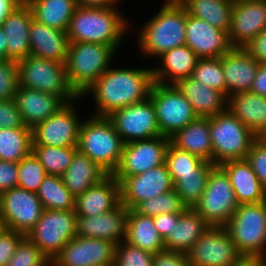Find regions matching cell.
Here are the masks:
<instances>
[{"label":"cell","mask_w":266,"mask_h":266,"mask_svg":"<svg viewBox=\"0 0 266 266\" xmlns=\"http://www.w3.org/2000/svg\"><path fill=\"white\" fill-rule=\"evenodd\" d=\"M211 226L193 208L179 213L171 234L164 239V248L186 253Z\"/></svg>","instance_id":"obj_31"},{"label":"cell","mask_w":266,"mask_h":266,"mask_svg":"<svg viewBox=\"0 0 266 266\" xmlns=\"http://www.w3.org/2000/svg\"><path fill=\"white\" fill-rule=\"evenodd\" d=\"M187 14L183 5L163 4L138 32L139 48L143 55L160 57L166 51L185 45Z\"/></svg>","instance_id":"obj_3"},{"label":"cell","mask_w":266,"mask_h":266,"mask_svg":"<svg viewBox=\"0 0 266 266\" xmlns=\"http://www.w3.org/2000/svg\"><path fill=\"white\" fill-rule=\"evenodd\" d=\"M169 143L170 138L157 136L124 144L121 161L112 175L130 177L165 164Z\"/></svg>","instance_id":"obj_17"},{"label":"cell","mask_w":266,"mask_h":266,"mask_svg":"<svg viewBox=\"0 0 266 266\" xmlns=\"http://www.w3.org/2000/svg\"><path fill=\"white\" fill-rule=\"evenodd\" d=\"M108 173L85 154L77 151L71 165L62 174L65 187L76 198L104 179Z\"/></svg>","instance_id":"obj_33"},{"label":"cell","mask_w":266,"mask_h":266,"mask_svg":"<svg viewBox=\"0 0 266 266\" xmlns=\"http://www.w3.org/2000/svg\"><path fill=\"white\" fill-rule=\"evenodd\" d=\"M186 0H165L164 4L182 5Z\"/></svg>","instance_id":"obj_60"},{"label":"cell","mask_w":266,"mask_h":266,"mask_svg":"<svg viewBox=\"0 0 266 266\" xmlns=\"http://www.w3.org/2000/svg\"><path fill=\"white\" fill-rule=\"evenodd\" d=\"M174 85L198 117H212L227 110V96L223 92L207 87L191 76L180 79Z\"/></svg>","instance_id":"obj_28"},{"label":"cell","mask_w":266,"mask_h":266,"mask_svg":"<svg viewBox=\"0 0 266 266\" xmlns=\"http://www.w3.org/2000/svg\"><path fill=\"white\" fill-rule=\"evenodd\" d=\"M115 178L120 183L121 203L128 210H133L139 203L174 189L166 164L130 177Z\"/></svg>","instance_id":"obj_16"},{"label":"cell","mask_w":266,"mask_h":266,"mask_svg":"<svg viewBox=\"0 0 266 266\" xmlns=\"http://www.w3.org/2000/svg\"><path fill=\"white\" fill-rule=\"evenodd\" d=\"M6 35L0 28V59H7Z\"/></svg>","instance_id":"obj_59"},{"label":"cell","mask_w":266,"mask_h":266,"mask_svg":"<svg viewBox=\"0 0 266 266\" xmlns=\"http://www.w3.org/2000/svg\"><path fill=\"white\" fill-rule=\"evenodd\" d=\"M170 142L181 150L212 163V144L209 117H197L183 129L177 131Z\"/></svg>","instance_id":"obj_32"},{"label":"cell","mask_w":266,"mask_h":266,"mask_svg":"<svg viewBox=\"0 0 266 266\" xmlns=\"http://www.w3.org/2000/svg\"><path fill=\"white\" fill-rule=\"evenodd\" d=\"M73 104L74 101L63 105L32 128V146L77 147L82 121Z\"/></svg>","instance_id":"obj_14"},{"label":"cell","mask_w":266,"mask_h":266,"mask_svg":"<svg viewBox=\"0 0 266 266\" xmlns=\"http://www.w3.org/2000/svg\"><path fill=\"white\" fill-rule=\"evenodd\" d=\"M212 144V164L246 159L250 147L258 138L228 110L209 117Z\"/></svg>","instance_id":"obj_6"},{"label":"cell","mask_w":266,"mask_h":266,"mask_svg":"<svg viewBox=\"0 0 266 266\" xmlns=\"http://www.w3.org/2000/svg\"><path fill=\"white\" fill-rule=\"evenodd\" d=\"M178 220L179 213H162L153 217L154 225L163 240L171 234Z\"/></svg>","instance_id":"obj_53"},{"label":"cell","mask_w":266,"mask_h":266,"mask_svg":"<svg viewBox=\"0 0 266 266\" xmlns=\"http://www.w3.org/2000/svg\"><path fill=\"white\" fill-rule=\"evenodd\" d=\"M154 254L135 247L125 240L115 247V266H152Z\"/></svg>","instance_id":"obj_46"},{"label":"cell","mask_w":266,"mask_h":266,"mask_svg":"<svg viewBox=\"0 0 266 266\" xmlns=\"http://www.w3.org/2000/svg\"><path fill=\"white\" fill-rule=\"evenodd\" d=\"M29 39L30 55L65 63L69 46L66 31L48 27L32 18Z\"/></svg>","instance_id":"obj_26"},{"label":"cell","mask_w":266,"mask_h":266,"mask_svg":"<svg viewBox=\"0 0 266 266\" xmlns=\"http://www.w3.org/2000/svg\"><path fill=\"white\" fill-rule=\"evenodd\" d=\"M78 6L95 8H116L120 0H76Z\"/></svg>","instance_id":"obj_57"},{"label":"cell","mask_w":266,"mask_h":266,"mask_svg":"<svg viewBox=\"0 0 266 266\" xmlns=\"http://www.w3.org/2000/svg\"><path fill=\"white\" fill-rule=\"evenodd\" d=\"M116 8L77 6L67 29L69 42L111 46L116 52L128 29L124 14Z\"/></svg>","instance_id":"obj_2"},{"label":"cell","mask_w":266,"mask_h":266,"mask_svg":"<svg viewBox=\"0 0 266 266\" xmlns=\"http://www.w3.org/2000/svg\"><path fill=\"white\" fill-rule=\"evenodd\" d=\"M18 173V186L36 193L47 176L44 167L32 152L18 163Z\"/></svg>","instance_id":"obj_44"},{"label":"cell","mask_w":266,"mask_h":266,"mask_svg":"<svg viewBox=\"0 0 266 266\" xmlns=\"http://www.w3.org/2000/svg\"><path fill=\"white\" fill-rule=\"evenodd\" d=\"M224 227L242 256L266 257V201L239 204Z\"/></svg>","instance_id":"obj_7"},{"label":"cell","mask_w":266,"mask_h":266,"mask_svg":"<svg viewBox=\"0 0 266 266\" xmlns=\"http://www.w3.org/2000/svg\"><path fill=\"white\" fill-rule=\"evenodd\" d=\"M33 14L23 1L3 22L1 29L6 35L7 59L18 62L30 55V24Z\"/></svg>","instance_id":"obj_24"},{"label":"cell","mask_w":266,"mask_h":266,"mask_svg":"<svg viewBox=\"0 0 266 266\" xmlns=\"http://www.w3.org/2000/svg\"><path fill=\"white\" fill-rule=\"evenodd\" d=\"M219 166L228 175L238 204L266 201V189L246 159L227 161Z\"/></svg>","instance_id":"obj_27"},{"label":"cell","mask_w":266,"mask_h":266,"mask_svg":"<svg viewBox=\"0 0 266 266\" xmlns=\"http://www.w3.org/2000/svg\"><path fill=\"white\" fill-rule=\"evenodd\" d=\"M25 237L17 231L5 229L0 235V266H7L19 242Z\"/></svg>","instance_id":"obj_50"},{"label":"cell","mask_w":266,"mask_h":266,"mask_svg":"<svg viewBox=\"0 0 266 266\" xmlns=\"http://www.w3.org/2000/svg\"><path fill=\"white\" fill-rule=\"evenodd\" d=\"M266 29V0H254L233 7L229 40L234 48H244Z\"/></svg>","instance_id":"obj_20"},{"label":"cell","mask_w":266,"mask_h":266,"mask_svg":"<svg viewBox=\"0 0 266 266\" xmlns=\"http://www.w3.org/2000/svg\"><path fill=\"white\" fill-rule=\"evenodd\" d=\"M24 0H0V28L9 14Z\"/></svg>","instance_id":"obj_56"},{"label":"cell","mask_w":266,"mask_h":266,"mask_svg":"<svg viewBox=\"0 0 266 266\" xmlns=\"http://www.w3.org/2000/svg\"><path fill=\"white\" fill-rule=\"evenodd\" d=\"M260 64H266V29L244 47Z\"/></svg>","instance_id":"obj_54"},{"label":"cell","mask_w":266,"mask_h":266,"mask_svg":"<svg viewBox=\"0 0 266 266\" xmlns=\"http://www.w3.org/2000/svg\"><path fill=\"white\" fill-rule=\"evenodd\" d=\"M191 77L226 95V82L220 58H199Z\"/></svg>","instance_id":"obj_42"},{"label":"cell","mask_w":266,"mask_h":266,"mask_svg":"<svg viewBox=\"0 0 266 266\" xmlns=\"http://www.w3.org/2000/svg\"><path fill=\"white\" fill-rule=\"evenodd\" d=\"M185 254L190 266H231L242 256L226 228L214 226Z\"/></svg>","instance_id":"obj_15"},{"label":"cell","mask_w":266,"mask_h":266,"mask_svg":"<svg viewBox=\"0 0 266 266\" xmlns=\"http://www.w3.org/2000/svg\"><path fill=\"white\" fill-rule=\"evenodd\" d=\"M77 147L32 146V153L40 161L47 175L59 176L71 165Z\"/></svg>","instance_id":"obj_40"},{"label":"cell","mask_w":266,"mask_h":266,"mask_svg":"<svg viewBox=\"0 0 266 266\" xmlns=\"http://www.w3.org/2000/svg\"><path fill=\"white\" fill-rule=\"evenodd\" d=\"M121 203L120 183L108 174L82 195L75 198L77 216H99L109 212Z\"/></svg>","instance_id":"obj_23"},{"label":"cell","mask_w":266,"mask_h":266,"mask_svg":"<svg viewBox=\"0 0 266 266\" xmlns=\"http://www.w3.org/2000/svg\"><path fill=\"white\" fill-rule=\"evenodd\" d=\"M126 242L156 254L164 250V240L158 233L153 217L143 216L129 210L127 216Z\"/></svg>","instance_id":"obj_35"},{"label":"cell","mask_w":266,"mask_h":266,"mask_svg":"<svg viewBox=\"0 0 266 266\" xmlns=\"http://www.w3.org/2000/svg\"><path fill=\"white\" fill-rule=\"evenodd\" d=\"M182 5L188 15L228 32L234 7L228 0H186Z\"/></svg>","instance_id":"obj_36"},{"label":"cell","mask_w":266,"mask_h":266,"mask_svg":"<svg viewBox=\"0 0 266 266\" xmlns=\"http://www.w3.org/2000/svg\"><path fill=\"white\" fill-rule=\"evenodd\" d=\"M30 128L22 119L14 100H0V129Z\"/></svg>","instance_id":"obj_49"},{"label":"cell","mask_w":266,"mask_h":266,"mask_svg":"<svg viewBox=\"0 0 266 266\" xmlns=\"http://www.w3.org/2000/svg\"><path fill=\"white\" fill-rule=\"evenodd\" d=\"M38 22L66 31L77 8L76 0H24Z\"/></svg>","instance_id":"obj_34"},{"label":"cell","mask_w":266,"mask_h":266,"mask_svg":"<svg viewBox=\"0 0 266 266\" xmlns=\"http://www.w3.org/2000/svg\"><path fill=\"white\" fill-rule=\"evenodd\" d=\"M198 60L199 57L187 45L166 51L160 56L162 67L152 68L154 82L175 84L180 79L190 77Z\"/></svg>","instance_id":"obj_30"},{"label":"cell","mask_w":266,"mask_h":266,"mask_svg":"<svg viewBox=\"0 0 266 266\" xmlns=\"http://www.w3.org/2000/svg\"><path fill=\"white\" fill-rule=\"evenodd\" d=\"M232 5L240 4V3H245V2H251L254 0H228Z\"/></svg>","instance_id":"obj_61"},{"label":"cell","mask_w":266,"mask_h":266,"mask_svg":"<svg viewBox=\"0 0 266 266\" xmlns=\"http://www.w3.org/2000/svg\"><path fill=\"white\" fill-rule=\"evenodd\" d=\"M185 36L187 45L199 58H220L234 47L228 32L187 14Z\"/></svg>","instance_id":"obj_19"},{"label":"cell","mask_w":266,"mask_h":266,"mask_svg":"<svg viewBox=\"0 0 266 266\" xmlns=\"http://www.w3.org/2000/svg\"><path fill=\"white\" fill-rule=\"evenodd\" d=\"M43 211L36 192L16 186L0 195V219L8 230L26 236L37 224Z\"/></svg>","instance_id":"obj_12"},{"label":"cell","mask_w":266,"mask_h":266,"mask_svg":"<svg viewBox=\"0 0 266 266\" xmlns=\"http://www.w3.org/2000/svg\"><path fill=\"white\" fill-rule=\"evenodd\" d=\"M115 54L109 45L69 42L65 69L69 85L79 97L110 67Z\"/></svg>","instance_id":"obj_5"},{"label":"cell","mask_w":266,"mask_h":266,"mask_svg":"<svg viewBox=\"0 0 266 266\" xmlns=\"http://www.w3.org/2000/svg\"><path fill=\"white\" fill-rule=\"evenodd\" d=\"M246 160L266 189V141L258 137L250 147Z\"/></svg>","instance_id":"obj_48"},{"label":"cell","mask_w":266,"mask_h":266,"mask_svg":"<svg viewBox=\"0 0 266 266\" xmlns=\"http://www.w3.org/2000/svg\"><path fill=\"white\" fill-rule=\"evenodd\" d=\"M152 266H190V264L185 253L164 249L154 254Z\"/></svg>","instance_id":"obj_52"},{"label":"cell","mask_w":266,"mask_h":266,"mask_svg":"<svg viewBox=\"0 0 266 266\" xmlns=\"http://www.w3.org/2000/svg\"><path fill=\"white\" fill-rule=\"evenodd\" d=\"M165 164L172 179H180V175L210 174V171L216 166L177 148L171 142L166 150Z\"/></svg>","instance_id":"obj_37"},{"label":"cell","mask_w":266,"mask_h":266,"mask_svg":"<svg viewBox=\"0 0 266 266\" xmlns=\"http://www.w3.org/2000/svg\"><path fill=\"white\" fill-rule=\"evenodd\" d=\"M116 244L98 238L75 236L51 266H98L114 263Z\"/></svg>","instance_id":"obj_18"},{"label":"cell","mask_w":266,"mask_h":266,"mask_svg":"<svg viewBox=\"0 0 266 266\" xmlns=\"http://www.w3.org/2000/svg\"><path fill=\"white\" fill-rule=\"evenodd\" d=\"M161 136L171 138L198 116L174 84L153 83L150 95Z\"/></svg>","instance_id":"obj_11"},{"label":"cell","mask_w":266,"mask_h":266,"mask_svg":"<svg viewBox=\"0 0 266 266\" xmlns=\"http://www.w3.org/2000/svg\"><path fill=\"white\" fill-rule=\"evenodd\" d=\"M16 107L27 127L33 128L55 114L65 103L56 95L19 86L14 95Z\"/></svg>","instance_id":"obj_25"},{"label":"cell","mask_w":266,"mask_h":266,"mask_svg":"<svg viewBox=\"0 0 266 266\" xmlns=\"http://www.w3.org/2000/svg\"><path fill=\"white\" fill-rule=\"evenodd\" d=\"M6 229L4 222L0 219V235Z\"/></svg>","instance_id":"obj_62"},{"label":"cell","mask_w":266,"mask_h":266,"mask_svg":"<svg viewBox=\"0 0 266 266\" xmlns=\"http://www.w3.org/2000/svg\"><path fill=\"white\" fill-rule=\"evenodd\" d=\"M32 152V128L0 129V160L19 163Z\"/></svg>","instance_id":"obj_38"},{"label":"cell","mask_w":266,"mask_h":266,"mask_svg":"<svg viewBox=\"0 0 266 266\" xmlns=\"http://www.w3.org/2000/svg\"><path fill=\"white\" fill-rule=\"evenodd\" d=\"M98 266H115V263H112V264H105V265H98Z\"/></svg>","instance_id":"obj_64"},{"label":"cell","mask_w":266,"mask_h":266,"mask_svg":"<svg viewBox=\"0 0 266 266\" xmlns=\"http://www.w3.org/2000/svg\"><path fill=\"white\" fill-rule=\"evenodd\" d=\"M260 138L266 141V131L260 136Z\"/></svg>","instance_id":"obj_63"},{"label":"cell","mask_w":266,"mask_h":266,"mask_svg":"<svg viewBox=\"0 0 266 266\" xmlns=\"http://www.w3.org/2000/svg\"><path fill=\"white\" fill-rule=\"evenodd\" d=\"M210 174L180 175V179H172L174 190L181 197L187 208H193L203 195Z\"/></svg>","instance_id":"obj_43"},{"label":"cell","mask_w":266,"mask_h":266,"mask_svg":"<svg viewBox=\"0 0 266 266\" xmlns=\"http://www.w3.org/2000/svg\"><path fill=\"white\" fill-rule=\"evenodd\" d=\"M7 266H51L50 260L26 236L19 242Z\"/></svg>","instance_id":"obj_45"},{"label":"cell","mask_w":266,"mask_h":266,"mask_svg":"<svg viewBox=\"0 0 266 266\" xmlns=\"http://www.w3.org/2000/svg\"><path fill=\"white\" fill-rule=\"evenodd\" d=\"M37 196L44 209L74 210L75 197L65 187L59 176L47 175L37 191Z\"/></svg>","instance_id":"obj_39"},{"label":"cell","mask_w":266,"mask_h":266,"mask_svg":"<svg viewBox=\"0 0 266 266\" xmlns=\"http://www.w3.org/2000/svg\"><path fill=\"white\" fill-rule=\"evenodd\" d=\"M124 142L108 117L90 116L82 120L77 150L98 164L108 174L119 166Z\"/></svg>","instance_id":"obj_4"},{"label":"cell","mask_w":266,"mask_h":266,"mask_svg":"<svg viewBox=\"0 0 266 266\" xmlns=\"http://www.w3.org/2000/svg\"><path fill=\"white\" fill-rule=\"evenodd\" d=\"M124 144L161 136L150 97L108 116Z\"/></svg>","instance_id":"obj_13"},{"label":"cell","mask_w":266,"mask_h":266,"mask_svg":"<svg viewBox=\"0 0 266 266\" xmlns=\"http://www.w3.org/2000/svg\"><path fill=\"white\" fill-rule=\"evenodd\" d=\"M235 192L226 172L215 166L201 198L193 206L205 221L214 227H224L238 207Z\"/></svg>","instance_id":"obj_10"},{"label":"cell","mask_w":266,"mask_h":266,"mask_svg":"<svg viewBox=\"0 0 266 266\" xmlns=\"http://www.w3.org/2000/svg\"><path fill=\"white\" fill-rule=\"evenodd\" d=\"M227 98L250 91L260 63L245 49L233 48L220 57Z\"/></svg>","instance_id":"obj_22"},{"label":"cell","mask_w":266,"mask_h":266,"mask_svg":"<svg viewBox=\"0 0 266 266\" xmlns=\"http://www.w3.org/2000/svg\"><path fill=\"white\" fill-rule=\"evenodd\" d=\"M128 213L129 210L120 203L99 216H78L76 236L98 238L117 245L126 240Z\"/></svg>","instance_id":"obj_21"},{"label":"cell","mask_w":266,"mask_h":266,"mask_svg":"<svg viewBox=\"0 0 266 266\" xmlns=\"http://www.w3.org/2000/svg\"><path fill=\"white\" fill-rule=\"evenodd\" d=\"M250 92L266 97V64H260Z\"/></svg>","instance_id":"obj_55"},{"label":"cell","mask_w":266,"mask_h":266,"mask_svg":"<svg viewBox=\"0 0 266 266\" xmlns=\"http://www.w3.org/2000/svg\"><path fill=\"white\" fill-rule=\"evenodd\" d=\"M186 209L187 206L173 189L139 203L133 210L140 215L154 217L162 213H183Z\"/></svg>","instance_id":"obj_41"},{"label":"cell","mask_w":266,"mask_h":266,"mask_svg":"<svg viewBox=\"0 0 266 266\" xmlns=\"http://www.w3.org/2000/svg\"><path fill=\"white\" fill-rule=\"evenodd\" d=\"M77 217L75 210L44 209L37 224L27 233L26 237L52 263L61 253L62 248L76 236Z\"/></svg>","instance_id":"obj_9"},{"label":"cell","mask_w":266,"mask_h":266,"mask_svg":"<svg viewBox=\"0 0 266 266\" xmlns=\"http://www.w3.org/2000/svg\"><path fill=\"white\" fill-rule=\"evenodd\" d=\"M227 110L257 137L266 131V97L250 91L227 98Z\"/></svg>","instance_id":"obj_29"},{"label":"cell","mask_w":266,"mask_h":266,"mask_svg":"<svg viewBox=\"0 0 266 266\" xmlns=\"http://www.w3.org/2000/svg\"><path fill=\"white\" fill-rule=\"evenodd\" d=\"M231 266H266V258L260 256H241Z\"/></svg>","instance_id":"obj_58"},{"label":"cell","mask_w":266,"mask_h":266,"mask_svg":"<svg viewBox=\"0 0 266 266\" xmlns=\"http://www.w3.org/2000/svg\"><path fill=\"white\" fill-rule=\"evenodd\" d=\"M18 163L0 160V195L18 186Z\"/></svg>","instance_id":"obj_51"},{"label":"cell","mask_w":266,"mask_h":266,"mask_svg":"<svg viewBox=\"0 0 266 266\" xmlns=\"http://www.w3.org/2000/svg\"><path fill=\"white\" fill-rule=\"evenodd\" d=\"M154 83L152 68L109 67L84 95L95 99V116L108 117L113 112L147 99Z\"/></svg>","instance_id":"obj_1"},{"label":"cell","mask_w":266,"mask_h":266,"mask_svg":"<svg viewBox=\"0 0 266 266\" xmlns=\"http://www.w3.org/2000/svg\"><path fill=\"white\" fill-rule=\"evenodd\" d=\"M18 87L17 62L0 59V100H14Z\"/></svg>","instance_id":"obj_47"},{"label":"cell","mask_w":266,"mask_h":266,"mask_svg":"<svg viewBox=\"0 0 266 266\" xmlns=\"http://www.w3.org/2000/svg\"><path fill=\"white\" fill-rule=\"evenodd\" d=\"M17 68L19 86L56 95L65 104L81 99L69 85L65 63L29 55Z\"/></svg>","instance_id":"obj_8"}]
</instances>
